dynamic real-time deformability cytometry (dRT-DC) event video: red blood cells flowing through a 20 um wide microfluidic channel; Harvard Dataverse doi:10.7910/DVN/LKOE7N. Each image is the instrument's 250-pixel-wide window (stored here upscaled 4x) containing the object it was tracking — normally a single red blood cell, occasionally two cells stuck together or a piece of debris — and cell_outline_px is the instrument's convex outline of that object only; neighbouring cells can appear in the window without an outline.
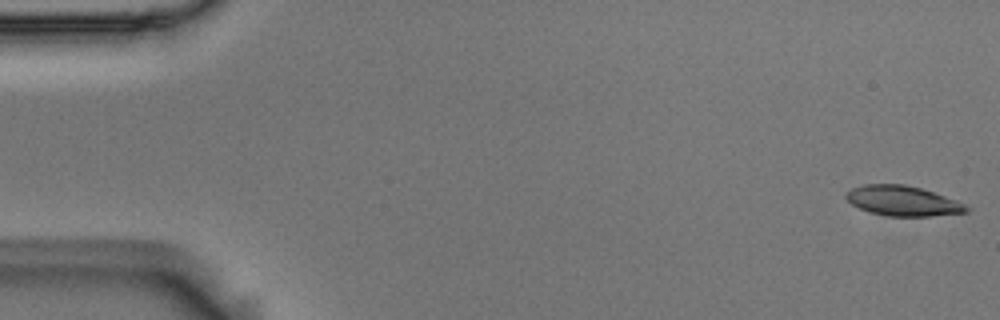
{"species": "Egyptian fruit bat (a non-hibernating species)", "species_latin": "Rousettus aegyptiacus", "temperature_condition": "room temperature", "stored_images_in_passage": 55, "camera_frame_rate_fps": 3000, "um_per_image_px": 0.085, "animal": {"sex": "male"}, "frame": {"image": 1, "passage_image": 1, "time_ms": 0.0, "image_size_px": [1000, 320], "cell_outline_px": [[972, 208], [968, 212], [932, 216], [888, 216], [872, 212], [860, 208], [852, 204], [844, 196], [844, 192], [852, 188], [864, 184], [904, 184], [920, 188], [944, 196], [964, 204]], "centroid_in_image_um": [76.72, 17.07], "position_along_channel_um": 8.3, "area_um2": 20.92}}
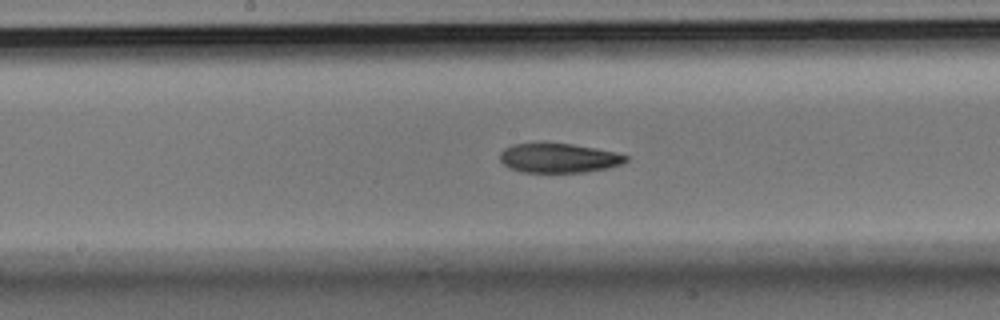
{"frame": {"image": 2, "passage_image": 28, "time_ms": 9.0, "image_size_px": [1000, 320], "cell_outline_px": [[628, 160], [620, 164], [608, 168], [584, 172], [520, 172], [508, 168], [500, 160], [500, 152], [504, 148], [512, 144], [540, 140], [572, 144], [596, 148], [616, 152], [628, 156]], "centroid_in_image_um": [47.43, 13.39], "position_along_channel_um": 200.8, "area_um2": 22.31}}
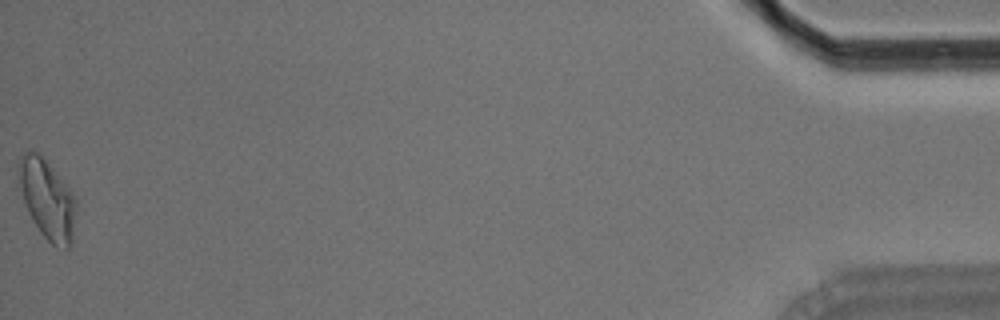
{"frame": {"image": 3, "passage_image": 55, "time_ms": 18.0, "image_size_px": [1000, 320], "cell_outline_px": [[76, 212], [72, 244], [68, 248], [56, 248], [40, 232], [32, 220], [28, 212], [24, 200], [20, 184], [20, 156], [24, 152], [32, 148], [52, 168], [76, 196]], "centroid_in_image_um": [4.06, 16.99], "position_along_channel_um": 431.1, "area_um2": 26.24}, "authors_computed_cell_mechanics": {"area_um2": 22.4842, "velocity_mm_per_s": 3.6539, "shape_relaxation_time_tau1_ms": 6.3744, "shape_relaxation_time_tau2_ms": 7.4254, "deformation_change_tau1": 0.1596, "deformation_change_tau2": 0.1587}}